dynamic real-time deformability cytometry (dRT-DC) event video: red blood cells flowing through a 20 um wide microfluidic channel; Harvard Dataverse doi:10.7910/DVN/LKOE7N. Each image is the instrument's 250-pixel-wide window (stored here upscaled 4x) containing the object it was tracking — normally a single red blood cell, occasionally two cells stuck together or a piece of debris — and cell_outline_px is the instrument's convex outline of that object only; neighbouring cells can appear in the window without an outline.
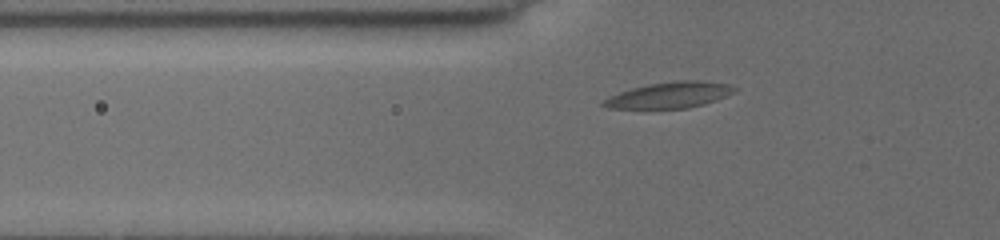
{"species": "common noctule bat (a hibernating species)", "species_latin": "Nyctalus noctula", "temperature_condition": "cold", "stored_images_in_passage": 7, "camera_frame_rate_fps": 3000, "um_per_image_px": 0.085, "animal": {"sex": "female", "body_mass_g": 19.5, "forearm_length_mm": 54.1}, "frame": {"image": 1, "passage_image": 3, "time_ms": 1.0, "image_size_px": [1000, 240], "cell_outline_px": [[736, 88], [732, 92], [716, 100], [704, 104], [688, 108], [608, 108], [600, 104], [604, 100], [620, 92], [632, 88], [652, 84], [676, 80], [696, 80], [728, 84]], "centroid_in_image_um": [56.91, 8.08], "position_along_channel_um": 68.9, "area_um2": 19.36}}
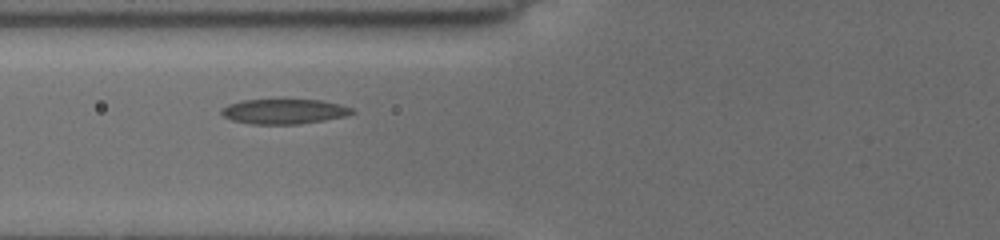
{"frame": {"image": 2, "passage_image": 5, "time_ms": 2.0, "image_size_px": [1000, 240], "cell_outline_px": [[356, 112], [344, 116], [324, 120], [296, 124], [252, 124], [232, 120], [224, 116], [220, 112], [220, 108], [228, 104], [240, 100], [320, 100], [340, 104], [352, 108]], "centroid_in_image_um": [24.11, 9.47], "position_along_channel_um": 101.7, "area_um2": 18.9}}
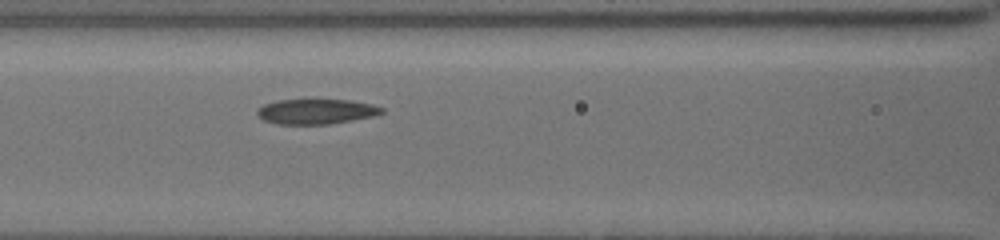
{"frame": {"image": 3, "passage_image": 7, "time_ms": 3.0, "image_size_px": [1000, 240], "cell_outline_px": [[384, 112], [372, 116], [352, 120], [328, 124], [276, 124], [264, 120], [256, 112], [264, 104], [276, 100], [316, 96], [348, 100], [372, 104], [384, 108]], "centroid_in_image_um": [26.87, 9.42], "position_along_channel_um": 139.7, "area_um2": 19.02}}